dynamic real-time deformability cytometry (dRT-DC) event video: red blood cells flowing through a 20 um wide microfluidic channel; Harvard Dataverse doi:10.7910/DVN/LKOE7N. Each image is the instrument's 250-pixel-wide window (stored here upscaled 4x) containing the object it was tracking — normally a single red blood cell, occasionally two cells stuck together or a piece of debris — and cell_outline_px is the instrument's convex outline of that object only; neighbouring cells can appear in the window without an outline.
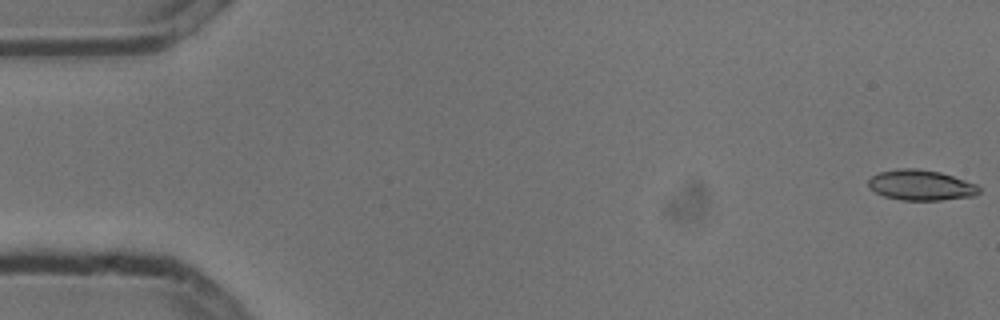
{"species": "common noctule bat (a hibernating species)", "species_latin": "Nyctalus noctula", "temperature_condition": "cold", "stored_images_in_passage": 5, "camera_frame_rate_fps": 3000, "um_per_image_px": 0.085, "animal": {"sex": "male", "body_mass_g": 13.3}, "frame": {"image": 1, "passage_image": 1, "time_ms": 0.0, "image_size_px": [1000, 320], "cell_outline_px": [[980, 192], [976, 196], [940, 200], [900, 200], [884, 196], [868, 188], [868, 180], [872, 176], [880, 172], [900, 168], [916, 168], [940, 172], [976, 184], [980, 188]], "centroid_in_image_um": [78.27, 15.74], "position_along_channel_um": 6.7, "area_um2": 19.65}}
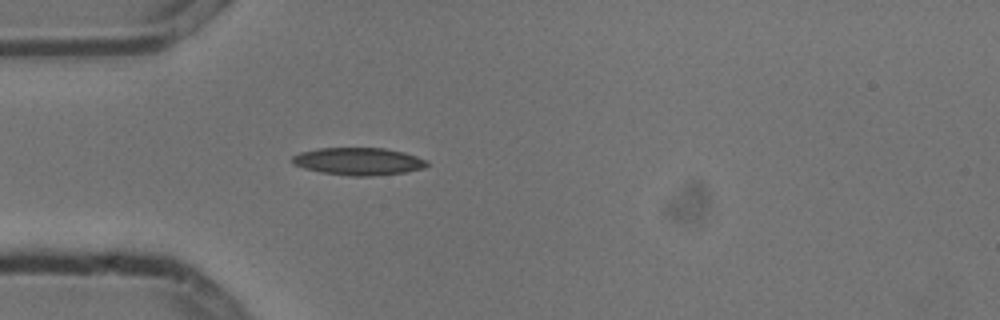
{"frame": {"image": 2, "passage_image": 5, "time_ms": 1.333, "image_size_px": [1000, 320], "cell_outline_px": [[428, 164], [424, 168], [404, 172], [372, 176], [348, 176], [320, 172], [304, 168], [292, 164], [292, 156], [300, 152], [320, 148], [384, 148], [404, 152], [428, 160]], "centroid_in_image_um": [30.46, 13.72], "position_along_channel_um": 54.5, "area_um2": 21.62}}